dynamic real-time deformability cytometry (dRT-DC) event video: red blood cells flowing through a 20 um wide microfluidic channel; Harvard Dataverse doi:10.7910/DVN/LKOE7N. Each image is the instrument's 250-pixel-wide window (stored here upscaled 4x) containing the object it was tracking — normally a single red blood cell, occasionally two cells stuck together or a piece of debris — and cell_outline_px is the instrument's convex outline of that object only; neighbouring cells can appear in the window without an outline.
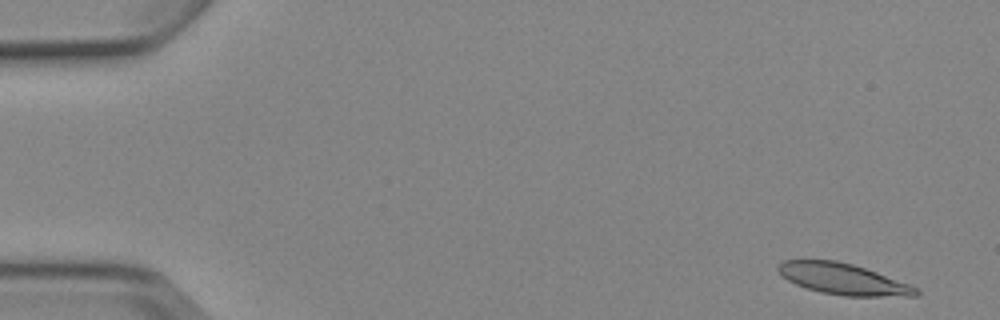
{"species": "Egyptian fruit bat (a non-hibernating species)", "species_latin": "Rousettus aegyptiacus", "temperature_condition": "cold", "stored_images_in_passage": 7, "camera_frame_rate_fps": 3000, "um_per_image_px": 0.085, "animal": {"sex": "female"}, "frame": {"image": 1, "passage_image": 1, "time_ms": 0.0, "image_size_px": [1000, 320], "cell_outline_px": [[920, 292], [916, 296], [844, 296], [820, 292], [796, 284], [788, 280], [776, 268], [784, 260], [836, 260], [852, 264], [876, 272], [920, 288]], "centroid_in_image_um": [71.7, 23.72], "position_along_channel_um": 13.3, "area_um2": 24.74}}
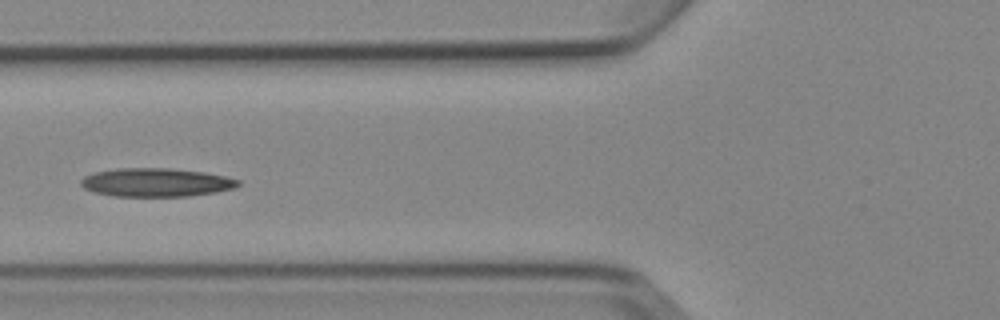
{"frame": {"image": 2, "passage_image": 6, "time_ms": 6.0, "image_size_px": [1000, 320], "cell_outline_px": [[240, 184], [236, 188], [216, 192], [188, 196], [112, 196], [96, 192], [84, 188], [80, 184], [80, 180], [84, 176], [96, 172], [116, 168], [168, 168], [204, 172], [224, 176], [240, 180]], "centroid_in_image_um": [13.28, 15.5], "position_along_channel_um": 112.5, "area_um2": 26.13}}
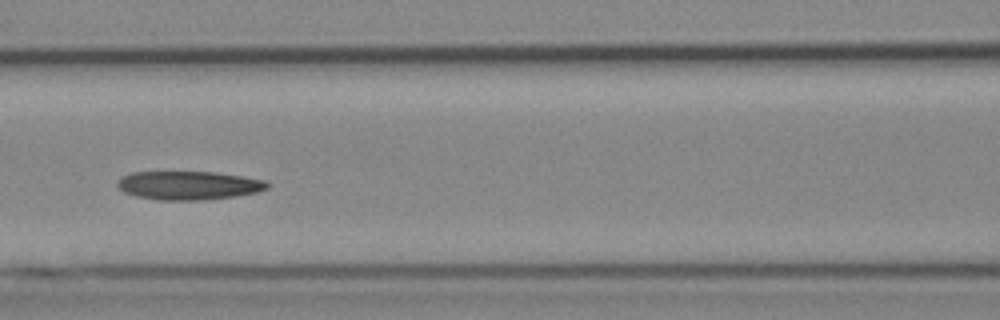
{"frame": {"image": 3, "passage_image": 7, "time_ms": 7.0, "image_size_px": [1000, 320], "cell_outline_px": [[268, 188], [256, 192], [236, 196], [204, 200], [160, 200], [136, 196], [124, 192], [116, 184], [116, 180], [120, 176], [132, 172], [212, 172], [240, 176], [264, 180], [268, 184]], "centroid_in_image_um": [15.98, 15.76], "position_along_channel_um": 150.6, "area_um2": 24.91}}